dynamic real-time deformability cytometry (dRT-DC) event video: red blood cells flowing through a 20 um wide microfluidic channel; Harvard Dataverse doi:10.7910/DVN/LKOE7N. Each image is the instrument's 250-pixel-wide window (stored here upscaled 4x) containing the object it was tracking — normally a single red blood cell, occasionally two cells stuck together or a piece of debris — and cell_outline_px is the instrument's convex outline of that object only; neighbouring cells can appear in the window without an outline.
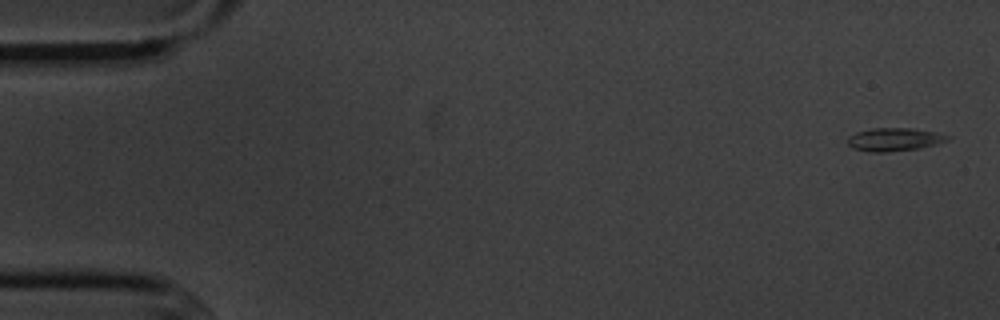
{"species": "common noctule bat (a hibernating species)", "species_latin": "Nyctalus noctula", "temperature_condition": "cold", "stored_images_in_passage": 6, "camera_frame_rate_fps": 3000, "um_per_image_px": 0.085, "animal": {"sex": "male", "body_mass_g": 20.1, "forearm_length_mm": 53.5}, "frame": {"image": 1, "passage_image": 1, "time_ms": 0.0, "image_size_px": [1000, 320], "cell_outline_px": [[952, 136], [948, 140], [936, 144], [920, 148], [888, 152], [872, 152], [852, 148], [848, 144], [848, 136], [856, 132], [872, 128], [912, 128], [936, 132]], "centroid_in_image_um": [76.02, 11.85], "position_along_channel_um": 9.0, "area_um2": 13.53}}